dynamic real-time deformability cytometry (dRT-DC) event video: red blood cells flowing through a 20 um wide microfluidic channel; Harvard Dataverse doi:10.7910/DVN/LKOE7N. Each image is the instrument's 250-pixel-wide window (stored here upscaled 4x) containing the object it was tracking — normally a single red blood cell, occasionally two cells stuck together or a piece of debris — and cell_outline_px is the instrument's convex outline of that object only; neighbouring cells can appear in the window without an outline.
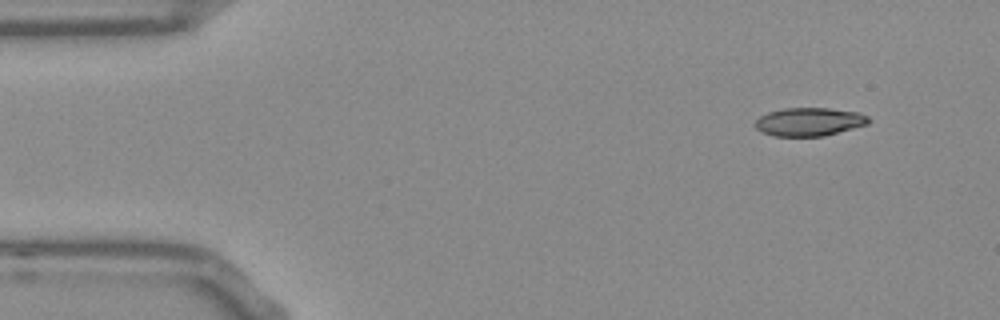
{"species": "Egyptian fruit bat (a non-hibernating species)", "species_latin": "Rousettus aegyptiacus", "temperature_condition": "room temperature", "stored_images_in_passage": 49, "camera_frame_rate_fps": 3000, "um_per_image_px": 0.085, "frame": {"image": 1, "passage_image": 1, "time_ms": 0.0, "image_size_px": [1000, 320], "cell_outline_px": [[872, 120], [868, 124], [824, 136], [772, 136], [756, 128], [756, 120], [760, 116], [768, 112], [784, 108], [828, 108], [860, 112], [868, 116]], "centroid_in_image_um": [68.83, 10.34], "position_along_channel_um": 16.2, "area_um2": 18.73}}
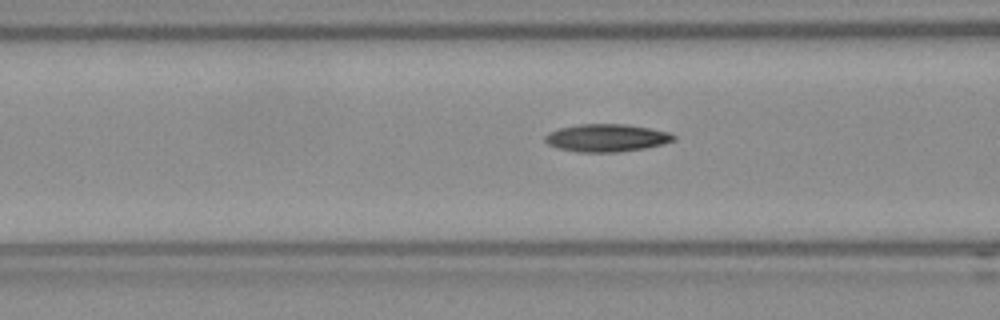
{"frame": {"image": 2, "passage_image": 16, "time_ms": 5.0, "image_size_px": [1000, 320], "cell_outline_px": [[676, 140], [644, 148], [616, 152], [580, 152], [556, 148], [548, 144], [544, 140], [544, 136], [548, 132], [560, 128], [580, 124], [624, 124], [648, 128], [668, 132], [676, 136]], "centroid_in_image_um": [51.52, 11.72], "position_along_channel_um": 115.1, "area_um2": 20.58}}
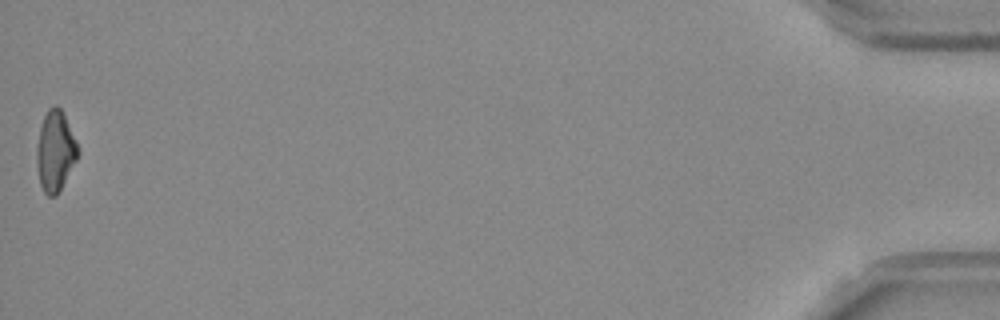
{"frame": {"image": 3, "passage_image": 49, "time_ms": 16.0, "image_size_px": [1000, 320], "cell_outline_px": [[80, 152], [76, 160], [56, 196], [48, 196], [44, 192], [40, 184], [36, 160], [36, 148], [40, 128], [44, 116], [48, 108], [52, 104], [56, 104], [64, 112]], "centroid_in_image_um": [4.69, 12.8], "position_along_channel_um": 430.5, "area_um2": 19.25}, "authors_computed_cell_mechanics": {"area_um2": 19.4786, "velocity_mm_per_s": 3.811, "shape_relaxation_time_tau1_ms": 5.4584, "shape_relaxation_time_tau2_ms": 9.6807, "deformation_change_tau1": 0.1825, "deformation_change_tau2": 0.2111}}